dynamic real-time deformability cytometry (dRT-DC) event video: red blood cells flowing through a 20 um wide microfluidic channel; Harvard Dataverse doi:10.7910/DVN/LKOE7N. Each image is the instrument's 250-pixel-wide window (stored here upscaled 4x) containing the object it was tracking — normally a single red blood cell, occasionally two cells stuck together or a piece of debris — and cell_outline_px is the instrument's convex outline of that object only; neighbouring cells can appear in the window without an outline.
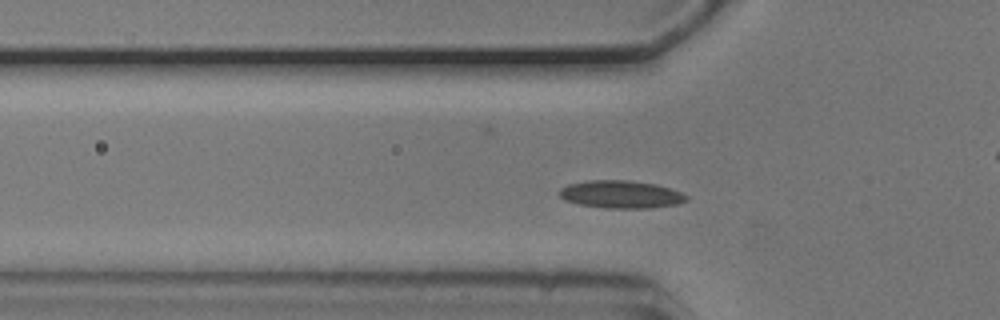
{"species": "common noctule bat (a hibernating species)", "species_latin": "Nyctalus noctula", "temperature_condition": "cold", "stored_images_in_passage": 50, "camera_frame_rate_fps": 3000, "um_per_image_px": 0.085, "animal": {"sex": "male", "body_mass_g": 20.5, "forearm_length_mm": 52.5}, "frame": {"image": 1, "passage_image": 12, "time_ms": 3.667, "image_size_px": [1000, 320], "cell_outline_px": [[688, 200], [676, 204], [648, 208], [604, 208], [580, 204], [564, 200], [560, 196], [560, 188], [568, 184], [588, 180], [628, 180], [656, 184], [680, 192], [688, 196]], "centroid_in_image_um": [52.76, 16.52], "position_along_channel_um": 73.0, "area_um2": 20.4}}
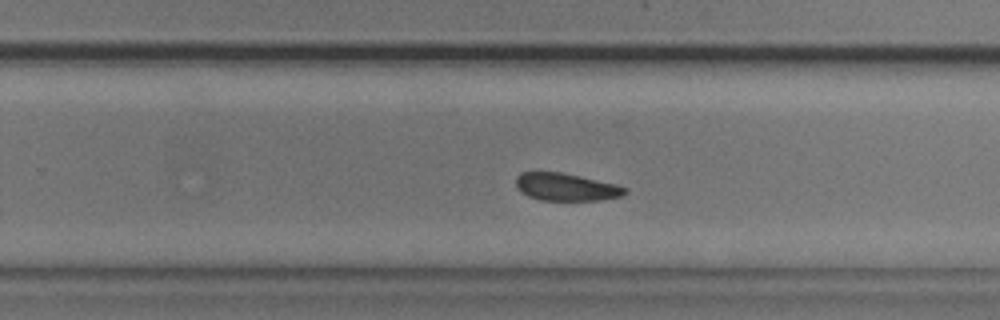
{"frame": {"image": 2, "passage_image": 29, "time_ms": 9.333, "image_size_px": [1000, 320], "cell_outline_px": [[628, 192], [624, 196], [600, 200], [540, 200], [528, 196], [520, 192], [516, 184], [516, 176], [520, 172], [560, 172], [616, 184], [628, 188]], "centroid_in_image_um": [48.13, 15.9], "position_along_channel_um": 281.7, "area_um2": 17.57}}
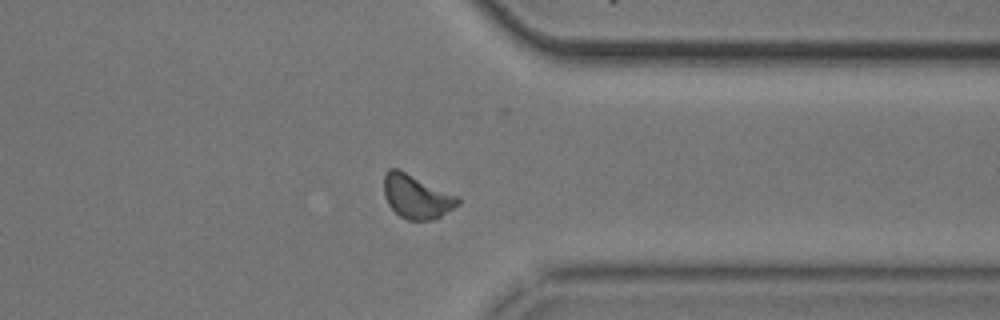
{"frame": {"image": 3, "passage_image": 37, "time_ms": 12.0, "image_size_px": [1000, 320], "cell_outline_px": [[460, 204], [440, 216], [432, 220], [408, 220], [400, 216], [388, 204], [384, 196], [384, 176], [388, 168], [396, 168], [460, 196]], "centroid_in_image_um": [35.42, 16.71], "position_along_channel_um": 376.0, "area_um2": 18.84}, "authors_computed_cell_mechanics": {"area_um2": 18.496, "velocity_mm_per_s": 3.6789, "shape_relaxation_time_tau1_ms": 2.6458, "shape_relaxation_time_tau2_ms": 3.3454, "deformation_change_tau1": 0.0808, "deformation_change_tau2": 0.089}}